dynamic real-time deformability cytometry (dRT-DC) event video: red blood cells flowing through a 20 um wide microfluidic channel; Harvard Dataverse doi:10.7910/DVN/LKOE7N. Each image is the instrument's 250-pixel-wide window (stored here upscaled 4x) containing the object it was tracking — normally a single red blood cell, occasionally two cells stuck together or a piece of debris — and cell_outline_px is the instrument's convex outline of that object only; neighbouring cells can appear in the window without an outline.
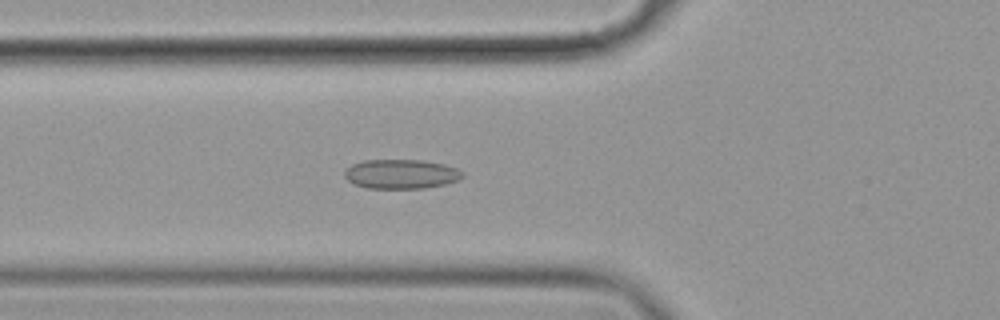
{"species": "common noctule bat (a hibernating species)", "species_latin": "Nyctalus noctula", "temperature_condition": "cold", "stored_images_in_passage": 57, "camera_frame_rate_fps": 3000, "um_per_image_px": 0.085, "animal": {"sex": "female", "body_mass_g": 19.9}, "frame": {"image": 1, "passage_image": 21, "time_ms": 6.667, "image_size_px": [1000, 320], "cell_outline_px": [[464, 176], [460, 180], [444, 184], [424, 188], [368, 188], [352, 184], [344, 176], [344, 172], [352, 164], [364, 160], [424, 160], [444, 164], [456, 168], [464, 172]], "centroid_in_image_um": [34.11, 14.79], "position_along_channel_um": 91.7, "area_um2": 20.29}}
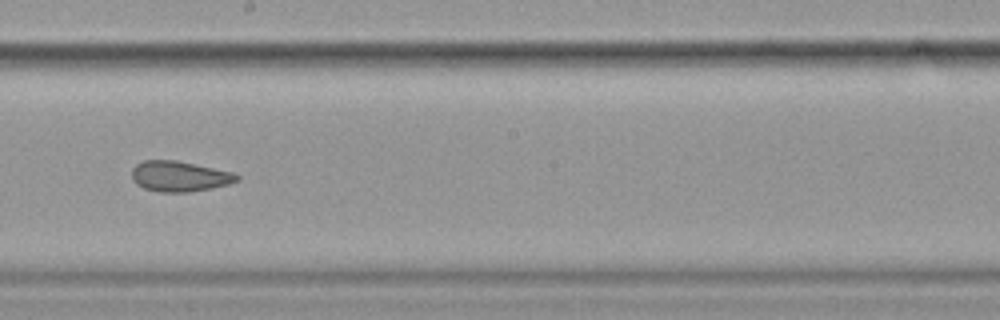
{"frame": {"image": 2, "passage_image": 33, "time_ms": 10.667, "image_size_px": [1000, 320], "cell_outline_px": [[240, 180], [228, 184], [212, 188], [188, 192], [156, 192], [144, 188], [136, 184], [132, 180], [132, 168], [136, 164], [144, 160], [176, 160], [232, 172], [240, 176]], "centroid_in_image_um": [15.23, 14.99], "position_along_channel_um": 233.0, "area_um2": 18.73}}
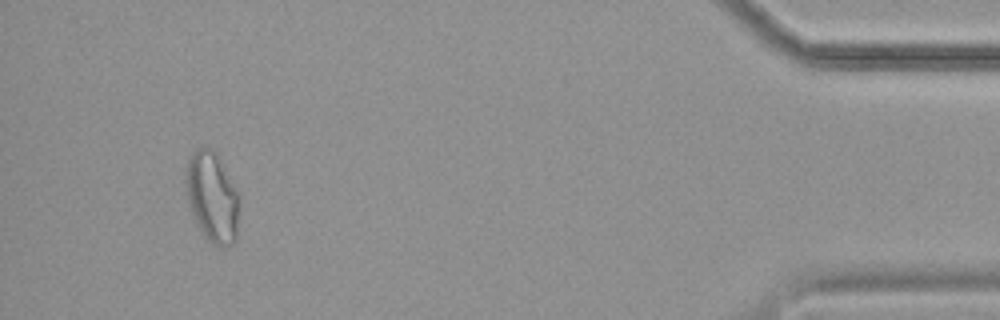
{"frame": {"image": 3, "passage_image": 54, "time_ms": 17.667, "image_size_px": [1000, 320], "cell_outline_px": [[240, 196], [236, 240], [232, 244], [224, 248], [220, 248], [212, 244], [200, 232], [196, 224], [188, 204], [184, 172], [188, 160], [192, 152], [196, 148], [212, 148], [220, 156], [240, 192]], "centroid_in_image_um": [18.06, 16.74], "position_along_channel_um": 417.1, "area_um2": 29.25}, "authors_computed_cell_mechanics": {"area_um2": 22.253, "velocity_mm_per_s": 3.5283, "shape_relaxation_time_tau1_ms": null, "shape_relaxation_time_tau2_ms": 2.7235, "deformation_change_tau1": null, "deformation_change_tau2": 0.0958}}